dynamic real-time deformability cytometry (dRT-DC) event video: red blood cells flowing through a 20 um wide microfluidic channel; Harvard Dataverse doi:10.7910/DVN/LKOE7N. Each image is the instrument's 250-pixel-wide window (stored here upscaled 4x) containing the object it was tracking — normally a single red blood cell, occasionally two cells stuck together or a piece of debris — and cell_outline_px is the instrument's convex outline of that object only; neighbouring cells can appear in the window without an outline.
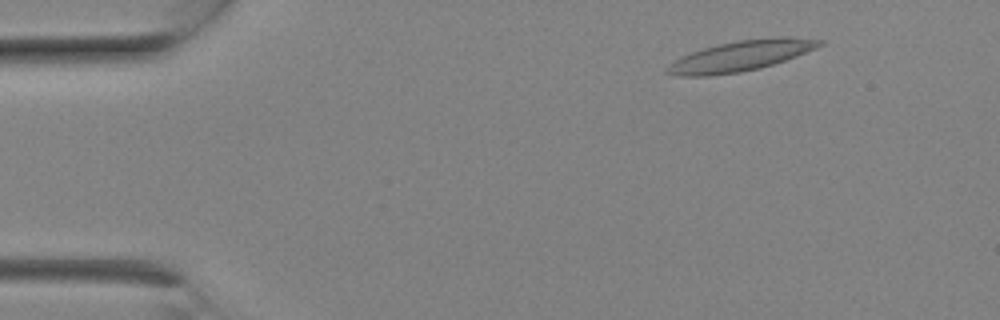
{"species": "Egyptian fruit bat (a non-hibernating species)", "species_latin": "Rousettus aegyptiacus", "temperature_condition": "room temperature", "stored_images_in_passage": 7, "camera_frame_rate_fps": 3000, "um_per_image_px": 0.085, "animal": {"sex": "female"}, "frame": {"image": 1, "passage_image": 2, "time_ms": 0.333, "image_size_px": [1000, 320], "cell_outline_px": [[824, 44], [816, 48], [796, 56], [760, 68], [740, 72], [708, 76], [676, 76], [664, 72], [664, 68], [668, 64], [692, 52], [716, 44], [740, 40], [776, 36], [788, 36], [824, 40]], "centroid_in_image_um": [62.96, 4.74], "position_along_channel_um": 22.0, "area_um2": 27.05}}
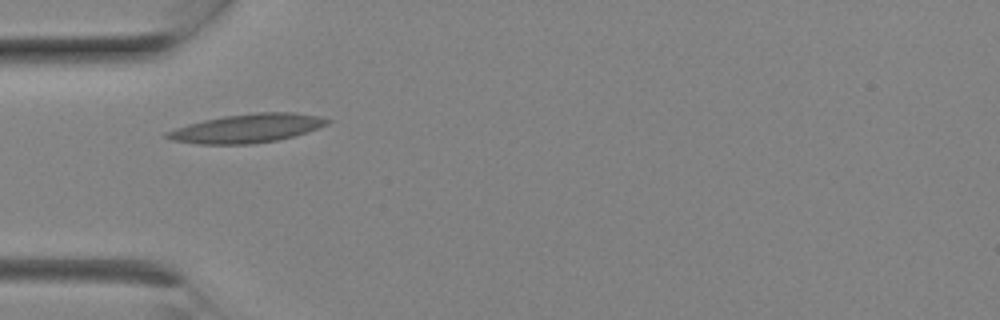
{"frame": {"image": 2, "passage_image": 6, "time_ms": 1.667, "image_size_px": [1000, 320], "cell_outline_px": [[332, 120], [328, 124], [292, 136], [276, 140], [252, 144], [200, 144], [172, 140], [164, 136], [164, 132], [188, 124], [204, 120], [224, 116], [256, 112], [292, 112], [320, 116]], "centroid_in_image_um": [20.98, 10.9], "position_along_channel_um": 64.0, "area_um2": 26.59}}